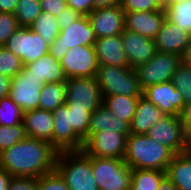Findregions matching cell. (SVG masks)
Here are the masks:
<instances>
[{
    "instance_id": "1",
    "label": "cell",
    "mask_w": 191,
    "mask_h": 190,
    "mask_svg": "<svg viewBox=\"0 0 191 190\" xmlns=\"http://www.w3.org/2000/svg\"><path fill=\"white\" fill-rule=\"evenodd\" d=\"M57 155L49 142L26 137L0 152V169L12 177L39 178L55 169Z\"/></svg>"
},
{
    "instance_id": "2",
    "label": "cell",
    "mask_w": 191,
    "mask_h": 190,
    "mask_svg": "<svg viewBox=\"0 0 191 190\" xmlns=\"http://www.w3.org/2000/svg\"><path fill=\"white\" fill-rule=\"evenodd\" d=\"M175 154L147 134H129L126 139L124 162L131 169H150L166 172Z\"/></svg>"
},
{
    "instance_id": "3",
    "label": "cell",
    "mask_w": 191,
    "mask_h": 190,
    "mask_svg": "<svg viewBox=\"0 0 191 190\" xmlns=\"http://www.w3.org/2000/svg\"><path fill=\"white\" fill-rule=\"evenodd\" d=\"M55 169L70 190H99L93 177L91 156L82 150L58 152Z\"/></svg>"
},
{
    "instance_id": "4",
    "label": "cell",
    "mask_w": 191,
    "mask_h": 190,
    "mask_svg": "<svg viewBox=\"0 0 191 190\" xmlns=\"http://www.w3.org/2000/svg\"><path fill=\"white\" fill-rule=\"evenodd\" d=\"M96 79L103 97L109 95L143 96V90L133 67L99 64Z\"/></svg>"
},
{
    "instance_id": "5",
    "label": "cell",
    "mask_w": 191,
    "mask_h": 190,
    "mask_svg": "<svg viewBox=\"0 0 191 190\" xmlns=\"http://www.w3.org/2000/svg\"><path fill=\"white\" fill-rule=\"evenodd\" d=\"M93 177L99 190H128L131 185V167L123 159L91 156Z\"/></svg>"
},
{
    "instance_id": "6",
    "label": "cell",
    "mask_w": 191,
    "mask_h": 190,
    "mask_svg": "<svg viewBox=\"0 0 191 190\" xmlns=\"http://www.w3.org/2000/svg\"><path fill=\"white\" fill-rule=\"evenodd\" d=\"M97 40L87 15H83L73 24L66 25L49 45V53L61 60L69 48L77 45L94 46Z\"/></svg>"
},
{
    "instance_id": "7",
    "label": "cell",
    "mask_w": 191,
    "mask_h": 190,
    "mask_svg": "<svg viewBox=\"0 0 191 190\" xmlns=\"http://www.w3.org/2000/svg\"><path fill=\"white\" fill-rule=\"evenodd\" d=\"M180 63V56L157 51L150 60L137 65L134 69L142 90L151 85L171 81Z\"/></svg>"
},
{
    "instance_id": "8",
    "label": "cell",
    "mask_w": 191,
    "mask_h": 190,
    "mask_svg": "<svg viewBox=\"0 0 191 190\" xmlns=\"http://www.w3.org/2000/svg\"><path fill=\"white\" fill-rule=\"evenodd\" d=\"M65 83L68 108L93 112L103 104V96L96 77L69 78Z\"/></svg>"
},
{
    "instance_id": "9",
    "label": "cell",
    "mask_w": 191,
    "mask_h": 190,
    "mask_svg": "<svg viewBox=\"0 0 191 190\" xmlns=\"http://www.w3.org/2000/svg\"><path fill=\"white\" fill-rule=\"evenodd\" d=\"M147 135L169 148L174 154L188 151L187 134L180 115H164L151 126Z\"/></svg>"
},
{
    "instance_id": "10",
    "label": "cell",
    "mask_w": 191,
    "mask_h": 190,
    "mask_svg": "<svg viewBox=\"0 0 191 190\" xmlns=\"http://www.w3.org/2000/svg\"><path fill=\"white\" fill-rule=\"evenodd\" d=\"M5 47L21 58L24 65L49 53V44L29 27H19L8 38Z\"/></svg>"
},
{
    "instance_id": "11",
    "label": "cell",
    "mask_w": 191,
    "mask_h": 190,
    "mask_svg": "<svg viewBox=\"0 0 191 190\" xmlns=\"http://www.w3.org/2000/svg\"><path fill=\"white\" fill-rule=\"evenodd\" d=\"M44 84L30 74V70L24 65L20 73L11 78L9 97L23 112L39 109V98Z\"/></svg>"
},
{
    "instance_id": "12",
    "label": "cell",
    "mask_w": 191,
    "mask_h": 190,
    "mask_svg": "<svg viewBox=\"0 0 191 190\" xmlns=\"http://www.w3.org/2000/svg\"><path fill=\"white\" fill-rule=\"evenodd\" d=\"M60 62L67 79L96 77L99 66L95 47L85 45L69 48Z\"/></svg>"
},
{
    "instance_id": "13",
    "label": "cell",
    "mask_w": 191,
    "mask_h": 190,
    "mask_svg": "<svg viewBox=\"0 0 191 190\" xmlns=\"http://www.w3.org/2000/svg\"><path fill=\"white\" fill-rule=\"evenodd\" d=\"M127 137L118 131H102L88 136L82 151L99 158L124 159Z\"/></svg>"
},
{
    "instance_id": "14",
    "label": "cell",
    "mask_w": 191,
    "mask_h": 190,
    "mask_svg": "<svg viewBox=\"0 0 191 190\" xmlns=\"http://www.w3.org/2000/svg\"><path fill=\"white\" fill-rule=\"evenodd\" d=\"M54 128L52 134V146L58 152L80 151L84 141L69 126V108L66 103L52 111Z\"/></svg>"
},
{
    "instance_id": "15",
    "label": "cell",
    "mask_w": 191,
    "mask_h": 190,
    "mask_svg": "<svg viewBox=\"0 0 191 190\" xmlns=\"http://www.w3.org/2000/svg\"><path fill=\"white\" fill-rule=\"evenodd\" d=\"M143 97L156 105L165 115H181L185 100L172 81L151 85L143 90Z\"/></svg>"
},
{
    "instance_id": "16",
    "label": "cell",
    "mask_w": 191,
    "mask_h": 190,
    "mask_svg": "<svg viewBox=\"0 0 191 190\" xmlns=\"http://www.w3.org/2000/svg\"><path fill=\"white\" fill-rule=\"evenodd\" d=\"M88 18L97 39L120 35L125 29V12L120 4L94 9Z\"/></svg>"
},
{
    "instance_id": "17",
    "label": "cell",
    "mask_w": 191,
    "mask_h": 190,
    "mask_svg": "<svg viewBox=\"0 0 191 190\" xmlns=\"http://www.w3.org/2000/svg\"><path fill=\"white\" fill-rule=\"evenodd\" d=\"M121 37L130 67L135 68L137 65L147 62L157 52L154 39L141 36L126 29L121 33Z\"/></svg>"
},
{
    "instance_id": "18",
    "label": "cell",
    "mask_w": 191,
    "mask_h": 190,
    "mask_svg": "<svg viewBox=\"0 0 191 190\" xmlns=\"http://www.w3.org/2000/svg\"><path fill=\"white\" fill-rule=\"evenodd\" d=\"M166 10L125 12V29L155 39L165 22Z\"/></svg>"
},
{
    "instance_id": "19",
    "label": "cell",
    "mask_w": 191,
    "mask_h": 190,
    "mask_svg": "<svg viewBox=\"0 0 191 190\" xmlns=\"http://www.w3.org/2000/svg\"><path fill=\"white\" fill-rule=\"evenodd\" d=\"M154 40L157 51L176 54L180 57L184 49L190 44L189 32L167 18Z\"/></svg>"
},
{
    "instance_id": "20",
    "label": "cell",
    "mask_w": 191,
    "mask_h": 190,
    "mask_svg": "<svg viewBox=\"0 0 191 190\" xmlns=\"http://www.w3.org/2000/svg\"><path fill=\"white\" fill-rule=\"evenodd\" d=\"M94 47L99 64L130 67L123 48L121 34L98 38Z\"/></svg>"
},
{
    "instance_id": "21",
    "label": "cell",
    "mask_w": 191,
    "mask_h": 190,
    "mask_svg": "<svg viewBox=\"0 0 191 190\" xmlns=\"http://www.w3.org/2000/svg\"><path fill=\"white\" fill-rule=\"evenodd\" d=\"M23 124L27 137L52 144L54 120L51 111L41 109L26 111L23 113Z\"/></svg>"
},
{
    "instance_id": "22",
    "label": "cell",
    "mask_w": 191,
    "mask_h": 190,
    "mask_svg": "<svg viewBox=\"0 0 191 190\" xmlns=\"http://www.w3.org/2000/svg\"><path fill=\"white\" fill-rule=\"evenodd\" d=\"M118 131L126 137L130 134V124L114 116L103 104L91 113L88 136L102 131Z\"/></svg>"
},
{
    "instance_id": "23",
    "label": "cell",
    "mask_w": 191,
    "mask_h": 190,
    "mask_svg": "<svg viewBox=\"0 0 191 190\" xmlns=\"http://www.w3.org/2000/svg\"><path fill=\"white\" fill-rule=\"evenodd\" d=\"M32 74L38 80L44 83L48 82H66V77L60 60H57L50 53L40 57L34 62L25 64Z\"/></svg>"
},
{
    "instance_id": "24",
    "label": "cell",
    "mask_w": 191,
    "mask_h": 190,
    "mask_svg": "<svg viewBox=\"0 0 191 190\" xmlns=\"http://www.w3.org/2000/svg\"><path fill=\"white\" fill-rule=\"evenodd\" d=\"M165 114L145 97H140L135 115L130 124L131 134H147L151 126Z\"/></svg>"
},
{
    "instance_id": "25",
    "label": "cell",
    "mask_w": 191,
    "mask_h": 190,
    "mask_svg": "<svg viewBox=\"0 0 191 190\" xmlns=\"http://www.w3.org/2000/svg\"><path fill=\"white\" fill-rule=\"evenodd\" d=\"M166 177L178 190H191V154H175L166 169Z\"/></svg>"
},
{
    "instance_id": "26",
    "label": "cell",
    "mask_w": 191,
    "mask_h": 190,
    "mask_svg": "<svg viewBox=\"0 0 191 190\" xmlns=\"http://www.w3.org/2000/svg\"><path fill=\"white\" fill-rule=\"evenodd\" d=\"M140 97L142 96L109 95L103 97V105L114 116L131 124Z\"/></svg>"
},
{
    "instance_id": "27",
    "label": "cell",
    "mask_w": 191,
    "mask_h": 190,
    "mask_svg": "<svg viewBox=\"0 0 191 190\" xmlns=\"http://www.w3.org/2000/svg\"><path fill=\"white\" fill-rule=\"evenodd\" d=\"M64 103H66L65 82H48L42 86L39 109L52 112Z\"/></svg>"
},
{
    "instance_id": "28",
    "label": "cell",
    "mask_w": 191,
    "mask_h": 190,
    "mask_svg": "<svg viewBox=\"0 0 191 190\" xmlns=\"http://www.w3.org/2000/svg\"><path fill=\"white\" fill-rule=\"evenodd\" d=\"M165 177L164 171L132 169L131 185L128 190H157Z\"/></svg>"
},
{
    "instance_id": "29",
    "label": "cell",
    "mask_w": 191,
    "mask_h": 190,
    "mask_svg": "<svg viewBox=\"0 0 191 190\" xmlns=\"http://www.w3.org/2000/svg\"><path fill=\"white\" fill-rule=\"evenodd\" d=\"M29 28L37 33L49 45L60 33L58 19L48 12H41Z\"/></svg>"
},
{
    "instance_id": "30",
    "label": "cell",
    "mask_w": 191,
    "mask_h": 190,
    "mask_svg": "<svg viewBox=\"0 0 191 190\" xmlns=\"http://www.w3.org/2000/svg\"><path fill=\"white\" fill-rule=\"evenodd\" d=\"M169 21L181 27L183 30H191V0L185 2H170L166 9Z\"/></svg>"
},
{
    "instance_id": "31",
    "label": "cell",
    "mask_w": 191,
    "mask_h": 190,
    "mask_svg": "<svg viewBox=\"0 0 191 190\" xmlns=\"http://www.w3.org/2000/svg\"><path fill=\"white\" fill-rule=\"evenodd\" d=\"M41 12L39 0H18L14 15L20 27H29Z\"/></svg>"
},
{
    "instance_id": "32",
    "label": "cell",
    "mask_w": 191,
    "mask_h": 190,
    "mask_svg": "<svg viewBox=\"0 0 191 190\" xmlns=\"http://www.w3.org/2000/svg\"><path fill=\"white\" fill-rule=\"evenodd\" d=\"M23 113L9 96L0 99V125L16 126L23 123Z\"/></svg>"
},
{
    "instance_id": "33",
    "label": "cell",
    "mask_w": 191,
    "mask_h": 190,
    "mask_svg": "<svg viewBox=\"0 0 191 190\" xmlns=\"http://www.w3.org/2000/svg\"><path fill=\"white\" fill-rule=\"evenodd\" d=\"M91 113L85 109L69 108V126L83 141L88 137Z\"/></svg>"
},
{
    "instance_id": "34",
    "label": "cell",
    "mask_w": 191,
    "mask_h": 190,
    "mask_svg": "<svg viewBox=\"0 0 191 190\" xmlns=\"http://www.w3.org/2000/svg\"><path fill=\"white\" fill-rule=\"evenodd\" d=\"M23 66L21 58L14 55L5 46H0V74L13 78L20 73Z\"/></svg>"
},
{
    "instance_id": "35",
    "label": "cell",
    "mask_w": 191,
    "mask_h": 190,
    "mask_svg": "<svg viewBox=\"0 0 191 190\" xmlns=\"http://www.w3.org/2000/svg\"><path fill=\"white\" fill-rule=\"evenodd\" d=\"M171 81L174 87L180 91L185 103L191 102V67L181 62Z\"/></svg>"
},
{
    "instance_id": "36",
    "label": "cell",
    "mask_w": 191,
    "mask_h": 190,
    "mask_svg": "<svg viewBox=\"0 0 191 190\" xmlns=\"http://www.w3.org/2000/svg\"><path fill=\"white\" fill-rule=\"evenodd\" d=\"M26 137L27 135L23 123L16 126L0 125V152L10 148Z\"/></svg>"
},
{
    "instance_id": "37",
    "label": "cell",
    "mask_w": 191,
    "mask_h": 190,
    "mask_svg": "<svg viewBox=\"0 0 191 190\" xmlns=\"http://www.w3.org/2000/svg\"><path fill=\"white\" fill-rule=\"evenodd\" d=\"M36 190H70L56 169L38 178Z\"/></svg>"
},
{
    "instance_id": "38",
    "label": "cell",
    "mask_w": 191,
    "mask_h": 190,
    "mask_svg": "<svg viewBox=\"0 0 191 190\" xmlns=\"http://www.w3.org/2000/svg\"><path fill=\"white\" fill-rule=\"evenodd\" d=\"M13 13L0 12V46H5L8 38L19 28Z\"/></svg>"
},
{
    "instance_id": "39",
    "label": "cell",
    "mask_w": 191,
    "mask_h": 190,
    "mask_svg": "<svg viewBox=\"0 0 191 190\" xmlns=\"http://www.w3.org/2000/svg\"><path fill=\"white\" fill-rule=\"evenodd\" d=\"M120 5L124 12H151L160 10L153 0H121Z\"/></svg>"
},
{
    "instance_id": "40",
    "label": "cell",
    "mask_w": 191,
    "mask_h": 190,
    "mask_svg": "<svg viewBox=\"0 0 191 190\" xmlns=\"http://www.w3.org/2000/svg\"><path fill=\"white\" fill-rule=\"evenodd\" d=\"M38 178L12 177L7 190H36Z\"/></svg>"
},
{
    "instance_id": "41",
    "label": "cell",
    "mask_w": 191,
    "mask_h": 190,
    "mask_svg": "<svg viewBox=\"0 0 191 190\" xmlns=\"http://www.w3.org/2000/svg\"><path fill=\"white\" fill-rule=\"evenodd\" d=\"M42 12L58 16L67 7L66 0H39Z\"/></svg>"
},
{
    "instance_id": "42",
    "label": "cell",
    "mask_w": 191,
    "mask_h": 190,
    "mask_svg": "<svg viewBox=\"0 0 191 190\" xmlns=\"http://www.w3.org/2000/svg\"><path fill=\"white\" fill-rule=\"evenodd\" d=\"M83 15L71 7L67 6L65 9L57 16L58 24L61 29L65 28L66 25L73 24L75 21L80 19Z\"/></svg>"
},
{
    "instance_id": "43",
    "label": "cell",
    "mask_w": 191,
    "mask_h": 190,
    "mask_svg": "<svg viewBox=\"0 0 191 190\" xmlns=\"http://www.w3.org/2000/svg\"><path fill=\"white\" fill-rule=\"evenodd\" d=\"M67 6L82 15H89L94 10L93 0H66Z\"/></svg>"
},
{
    "instance_id": "44",
    "label": "cell",
    "mask_w": 191,
    "mask_h": 190,
    "mask_svg": "<svg viewBox=\"0 0 191 190\" xmlns=\"http://www.w3.org/2000/svg\"><path fill=\"white\" fill-rule=\"evenodd\" d=\"M186 134L191 130V102L186 103L180 115Z\"/></svg>"
},
{
    "instance_id": "45",
    "label": "cell",
    "mask_w": 191,
    "mask_h": 190,
    "mask_svg": "<svg viewBox=\"0 0 191 190\" xmlns=\"http://www.w3.org/2000/svg\"><path fill=\"white\" fill-rule=\"evenodd\" d=\"M11 78L0 74V99L9 96Z\"/></svg>"
},
{
    "instance_id": "46",
    "label": "cell",
    "mask_w": 191,
    "mask_h": 190,
    "mask_svg": "<svg viewBox=\"0 0 191 190\" xmlns=\"http://www.w3.org/2000/svg\"><path fill=\"white\" fill-rule=\"evenodd\" d=\"M17 3L18 0H0V12L14 14Z\"/></svg>"
},
{
    "instance_id": "47",
    "label": "cell",
    "mask_w": 191,
    "mask_h": 190,
    "mask_svg": "<svg viewBox=\"0 0 191 190\" xmlns=\"http://www.w3.org/2000/svg\"><path fill=\"white\" fill-rule=\"evenodd\" d=\"M12 176L5 170L0 169V190H7Z\"/></svg>"
},
{
    "instance_id": "48",
    "label": "cell",
    "mask_w": 191,
    "mask_h": 190,
    "mask_svg": "<svg viewBox=\"0 0 191 190\" xmlns=\"http://www.w3.org/2000/svg\"><path fill=\"white\" fill-rule=\"evenodd\" d=\"M121 0H93L94 9L120 4Z\"/></svg>"
},
{
    "instance_id": "49",
    "label": "cell",
    "mask_w": 191,
    "mask_h": 190,
    "mask_svg": "<svg viewBox=\"0 0 191 190\" xmlns=\"http://www.w3.org/2000/svg\"><path fill=\"white\" fill-rule=\"evenodd\" d=\"M181 62H183L185 65H188L189 67H191V42L184 49L182 56H181Z\"/></svg>"
},
{
    "instance_id": "50",
    "label": "cell",
    "mask_w": 191,
    "mask_h": 190,
    "mask_svg": "<svg viewBox=\"0 0 191 190\" xmlns=\"http://www.w3.org/2000/svg\"><path fill=\"white\" fill-rule=\"evenodd\" d=\"M157 190H178L176 186L170 181L167 177H165L162 182L159 184Z\"/></svg>"
},
{
    "instance_id": "51",
    "label": "cell",
    "mask_w": 191,
    "mask_h": 190,
    "mask_svg": "<svg viewBox=\"0 0 191 190\" xmlns=\"http://www.w3.org/2000/svg\"><path fill=\"white\" fill-rule=\"evenodd\" d=\"M153 2L161 10H166L170 5V0H153Z\"/></svg>"
},
{
    "instance_id": "52",
    "label": "cell",
    "mask_w": 191,
    "mask_h": 190,
    "mask_svg": "<svg viewBox=\"0 0 191 190\" xmlns=\"http://www.w3.org/2000/svg\"><path fill=\"white\" fill-rule=\"evenodd\" d=\"M187 148L191 151V130L187 133Z\"/></svg>"
},
{
    "instance_id": "53",
    "label": "cell",
    "mask_w": 191,
    "mask_h": 190,
    "mask_svg": "<svg viewBox=\"0 0 191 190\" xmlns=\"http://www.w3.org/2000/svg\"><path fill=\"white\" fill-rule=\"evenodd\" d=\"M185 1H190V0H170V2H185Z\"/></svg>"
},
{
    "instance_id": "54",
    "label": "cell",
    "mask_w": 191,
    "mask_h": 190,
    "mask_svg": "<svg viewBox=\"0 0 191 190\" xmlns=\"http://www.w3.org/2000/svg\"><path fill=\"white\" fill-rule=\"evenodd\" d=\"M189 37H190V42H191V30H190V32H189Z\"/></svg>"
}]
</instances>
